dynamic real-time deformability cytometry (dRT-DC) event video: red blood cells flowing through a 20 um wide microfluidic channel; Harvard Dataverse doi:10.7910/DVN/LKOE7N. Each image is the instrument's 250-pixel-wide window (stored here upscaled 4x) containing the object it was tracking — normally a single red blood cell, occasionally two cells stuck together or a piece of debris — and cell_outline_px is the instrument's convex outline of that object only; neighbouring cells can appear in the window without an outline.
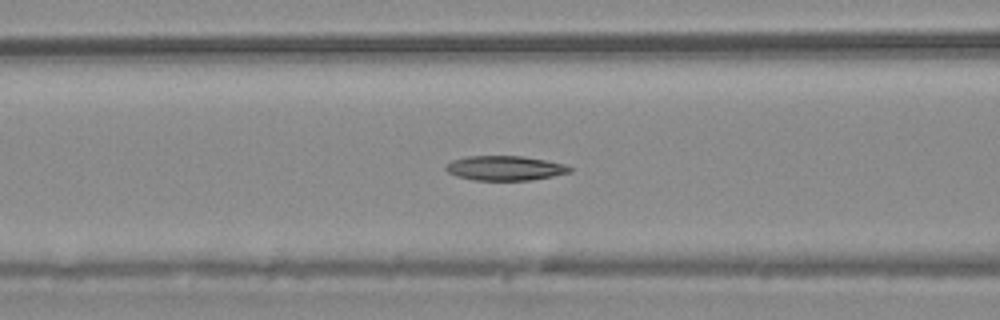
{"species": "common noctule bat (a hibernating species)", "species_latin": "Nyctalus noctula", "temperature_condition": "warm", "stored_images_in_passage": 54, "camera_frame_rate_fps": 3000, "um_per_image_px": 0.085, "animal": {"sex": "male", "body_mass_g": 20.4}, "frame": {"image": 1, "passage_image": 22, "time_ms": 7.0, "image_size_px": [1000, 320], "cell_outline_px": [[572, 172], [532, 180], [476, 180], [456, 176], [448, 172], [444, 168], [452, 160], [464, 156], [524, 156], [564, 164], [572, 168]], "centroid_in_image_um": [42.92, 14.29], "position_along_channel_um": 123.7, "area_um2": 17.74}}
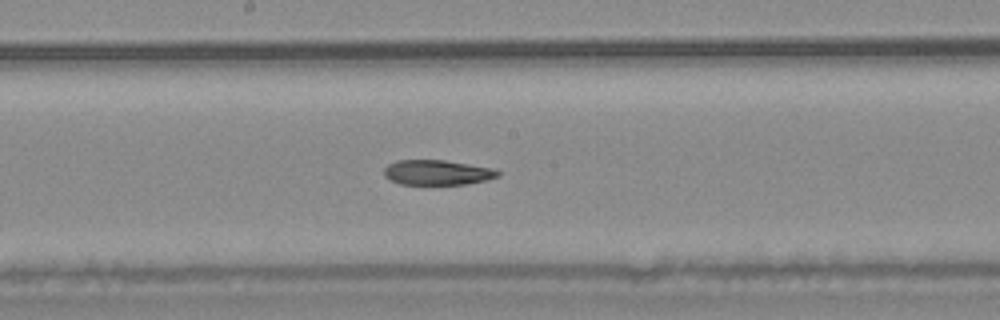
{"frame": {"image": 2, "passage_image": 29, "time_ms": 9.333, "image_size_px": [1000, 320], "cell_outline_px": [[500, 176], [484, 180], [464, 184], [400, 184], [384, 176], [384, 168], [388, 164], [396, 160], [444, 160], [492, 168], [500, 172]], "centroid_in_image_um": [37.14, 14.65], "position_along_channel_um": 211.1, "area_um2": 16.42}}
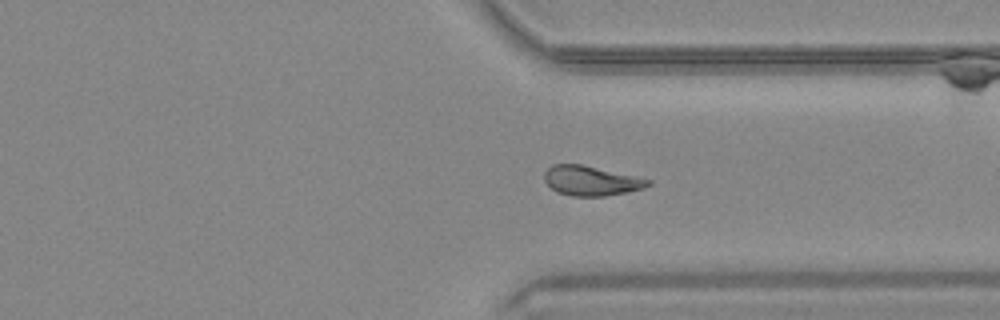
{"frame": {"image": 3, "passage_image": 41, "time_ms": 13.333, "image_size_px": [1000, 320], "cell_outline_px": [[652, 184], [644, 188], [604, 196], [572, 196], [556, 192], [544, 180], [544, 172], [552, 164], [580, 164], [636, 176], [652, 180]], "centroid_in_image_um": [50.23, 15.36], "position_along_channel_um": 361.2, "area_um2": 17.86}, "authors_computed_cell_mechanics": {"area_um2": 18.2937, "velocity_mm_per_s": 3.7444, "shape_relaxation_time_tau1_ms": null, "shape_relaxation_time_tau2_ms": 8.7785, "deformation_change_tau1": null, "deformation_change_tau2": 0.1702}}